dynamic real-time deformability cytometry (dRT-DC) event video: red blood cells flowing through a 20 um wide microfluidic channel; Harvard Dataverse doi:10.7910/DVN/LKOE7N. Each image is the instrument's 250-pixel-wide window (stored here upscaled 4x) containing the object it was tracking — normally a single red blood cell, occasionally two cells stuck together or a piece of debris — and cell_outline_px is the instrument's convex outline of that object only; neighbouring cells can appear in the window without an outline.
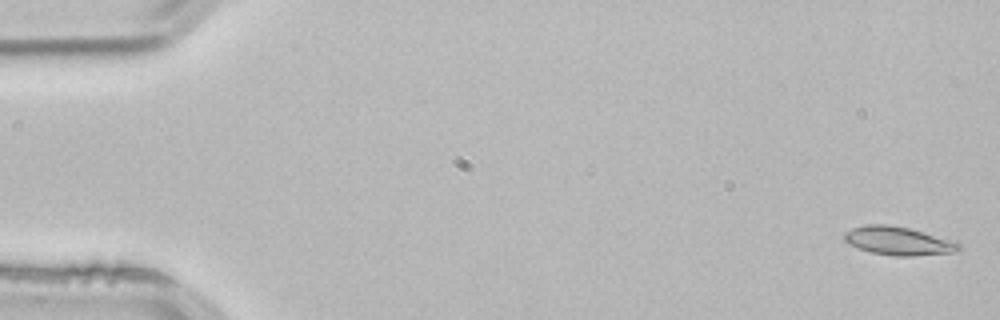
{"species": "common noctule bat (a hibernating species)", "species_latin": "Nyctalus noctula", "temperature_condition": "room temperature", "stored_images_in_passage": 5, "camera_frame_rate_fps": 3000, "um_per_image_px": 0.085, "animal": {"sex": "male", "body_mass_g": 21.5, "forearm_length_mm": 52.0}, "frame": {"image": 1, "passage_image": 1, "time_ms": 0.0, "image_size_px": [1000, 320], "cell_outline_px": [[960, 248], [952, 252], [912, 256], [896, 256], [872, 252], [860, 248], [844, 240], [844, 232], [852, 228], [864, 224], [888, 224], [908, 228], [956, 240], [960, 244]], "centroid_in_image_um": [76.37, 20.46], "position_along_channel_um": 8.6, "area_um2": 18.84}}
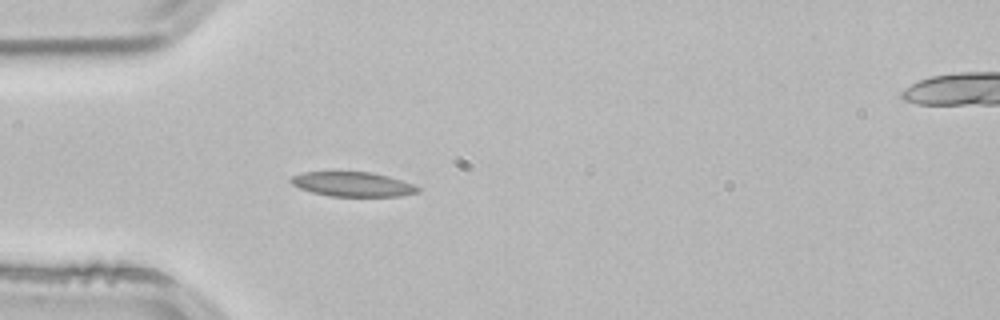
{"frame": {"image": 2, "passage_image": 4, "time_ms": 1.0, "image_size_px": [1000, 320], "cell_outline_px": [[420, 192], [400, 196], [332, 196], [312, 192], [300, 188], [292, 184], [288, 180], [292, 176], [304, 172], [372, 172], [388, 176], [412, 184], [420, 188]], "centroid_in_image_um": [29.98, 15.66], "position_along_channel_um": 55.0, "area_um2": 18.03}}